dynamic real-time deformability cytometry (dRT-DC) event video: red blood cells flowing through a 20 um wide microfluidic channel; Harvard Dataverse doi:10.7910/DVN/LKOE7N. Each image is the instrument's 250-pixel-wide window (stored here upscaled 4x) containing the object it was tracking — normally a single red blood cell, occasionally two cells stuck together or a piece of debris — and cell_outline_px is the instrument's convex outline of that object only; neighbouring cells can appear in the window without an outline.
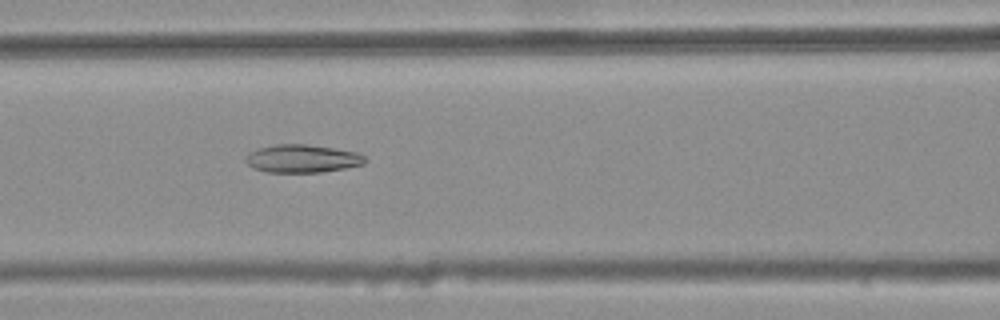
{"species": "common noctule bat (a hibernating species)", "species_latin": "Nyctalus noctula", "temperature_condition": "warm", "stored_images_in_passage": 48, "camera_frame_rate_fps": 3000, "um_per_image_px": 0.085, "animal": {"sex": "female", "body_mass_g": 25.1}, "frame": {"image": 1, "passage_image": 24, "time_ms": 7.667, "image_size_px": [1000, 320], "cell_outline_px": [[368, 160], [364, 164], [344, 168], [320, 172], [268, 172], [252, 168], [244, 160], [244, 156], [248, 152], [256, 148], [276, 144], [304, 144], [332, 148], [356, 152], [364, 156]], "centroid_in_image_um": [25.63, 13.48], "position_along_channel_um": 141.0, "area_um2": 19.54}}
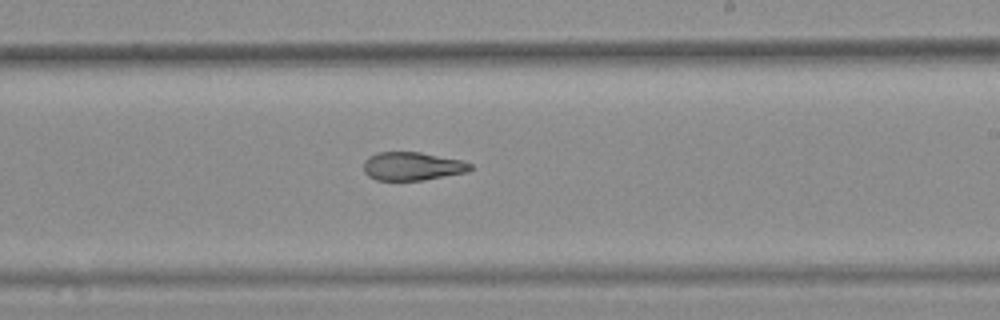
{"frame": {"image": 2, "passage_image": 33, "time_ms": 10.667, "image_size_px": [1000, 320], "cell_outline_px": [[472, 168], [468, 172], [424, 180], [376, 180], [368, 176], [364, 172], [364, 160], [368, 156], [376, 152], [420, 152], [464, 160], [472, 164]], "centroid_in_image_um": [35.05, 14.12], "position_along_channel_um": 253.9, "area_um2": 17.86}}
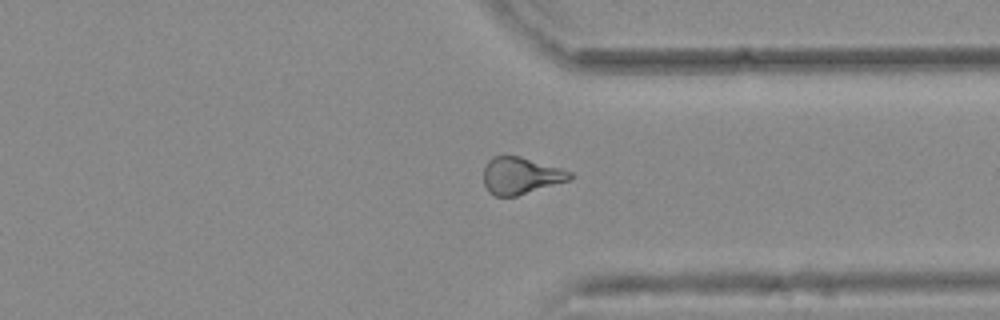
{"frame": {"image": 3, "passage_image": 42, "time_ms": 13.667, "image_size_px": [1000, 320], "cell_outline_px": [[576, 176], [568, 180], [516, 196], [496, 196], [488, 192], [484, 184], [484, 168], [488, 160], [492, 156], [520, 156], [560, 168], [572, 172]], "centroid_in_image_um": [44.25, 14.93], "position_along_channel_um": 367.2, "area_um2": 18.44}, "authors_computed_cell_mechanics": {"area_um2": 19.3341, "velocity_mm_per_s": 3.7778, "shape_relaxation_time_tau1_ms": null, "shape_relaxation_time_tau2_ms": 3.366, "deformation_change_tau1": null, "deformation_change_tau2": 0.1227}}